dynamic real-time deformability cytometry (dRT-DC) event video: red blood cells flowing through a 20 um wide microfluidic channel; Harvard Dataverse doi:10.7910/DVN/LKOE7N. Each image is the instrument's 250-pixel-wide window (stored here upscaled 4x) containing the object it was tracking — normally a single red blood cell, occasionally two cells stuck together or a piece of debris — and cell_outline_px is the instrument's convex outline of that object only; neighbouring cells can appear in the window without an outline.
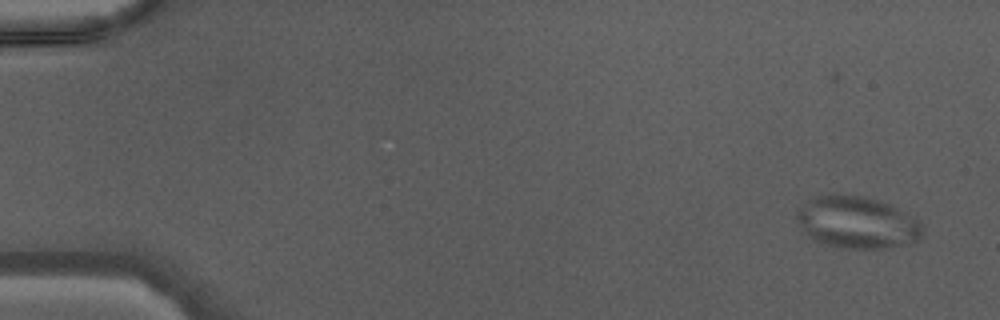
{"species": "Egyptian fruit bat (a non-hibernating species)", "species_latin": "Rousettus aegyptiacus", "temperature_condition": "warm", "stored_images_in_passage": 47, "camera_frame_rate_fps": 3000, "um_per_image_px": 0.085, "animal": {"sex": "male"}, "frame": {"image": 1, "passage_image": 3, "time_ms": 0.667, "image_size_px": [1000, 320], "cell_outline_px": [[924, 236], [920, 240], [908, 244], [884, 248], [840, 248], [820, 244], [812, 240], [804, 232], [796, 220], [796, 216], [804, 204], [808, 200], [820, 196], [868, 196], [888, 204], [920, 220], [924, 224]], "centroid_in_image_um": [72.91, 18.95], "position_along_channel_um": 12.1, "area_um2": 38.15}}
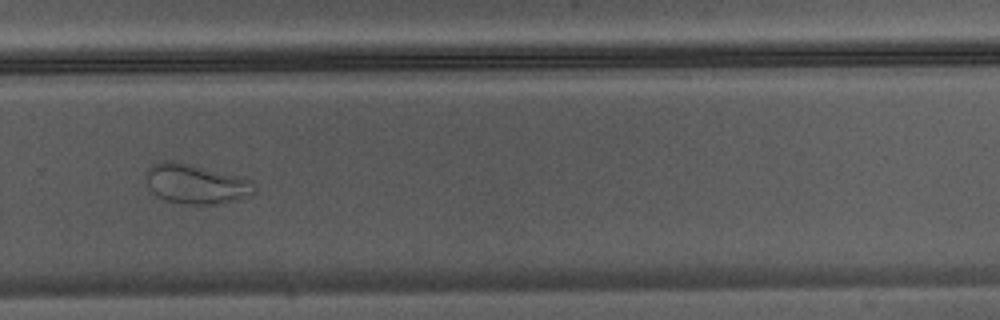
{"frame": {"image": 2, "passage_image": 33, "time_ms": 10.667, "image_size_px": [1000, 320], "cell_outline_px": [[256, 192], [248, 196], [232, 200], [212, 204], [184, 204], [168, 200], [156, 196], [152, 192], [144, 176], [144, 172], [152, 164], [164, 160], [172, 160], [192, 164], [252, 180], [256, 184]], "centroid_in_image_um": [16.62, 15.61], "position_along_channel_um": 313.2, "area_um2": 25.09}}
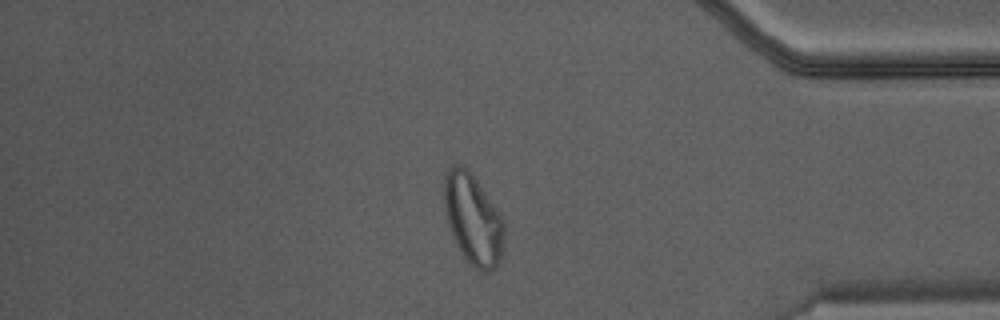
{"frame": {"image": 3, "passage_image": 40, "time_ms": 13.0, "image_size_px": [1000, 320], "cell_outline_px": [[504, 232], [500, 260], [488, 272], [480, 272], [472, 268], [460, 252], [452, 236], [444, 204], [444, 176], [452, 164], [460, 164], [468, 168], [504, 220]], "centroid_in_image_um": [40.19, 18.64], "position_along_channel_um": 395.0, "area_um2": 31.5}}